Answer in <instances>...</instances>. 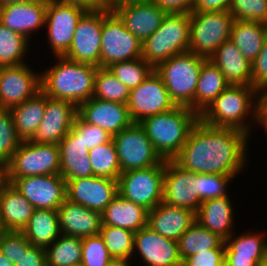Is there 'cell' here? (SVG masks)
<instances>
[{
  "mask_svg": "<svg viewBox=\"0 0 267 266\" xmlns=\"http://www.w3.org/2000/svg\"><path fill=\"white\" fill-rule=\"evenodd\" d=\"M249 136L242 130L211 126L199 119L173 161L196 174L236 177L247 166Z\"/></svg>",
  "mask_w": 267,
  "mask_h": 266,
  "instance_id": "6da1fadb",
  "label": "cell"
},
{
  "mask_svg": "<svg viewBox=\"0 0 267 266\" xmlns=\"http://www.w3.org/2000/svg\"><path fill=\"white\" fill-rule=\"evenodd\" d=\"M57 63L41 71V90L50 98L69 101L78 107L93 97L98 67L64 56H55Z\"/></svg>",
  "mask_w": 267,
  "mask_h": 266,
  "instance_id": "7a4b0ae2",
  "label": "cell"
},
{
  "mask_svg": "<svg viewBox=\"0 0 267 266\" xmlns=\"http://www.w3.org/2000/svg\"><path fill=\"white\" fill-rule=\"evenodd\" d=\"M199 115L186 106L143 119L139 124L163 160H173L186 143Z\"/></svg>",
  "mask_w": 267,
  "mask_h": 266,
  "instance_id": "3957f363",
  "label": "cell"
},
{
  "mask_svg": "<svg viewBox=\"0 0 267 266\" xmlns=\"http://www.w3.org/2000/svg\"><path fill=\"white\" fill-rule=\"evenodd\" d=\"M257 92L252 86L229 85L199 118L208 125L235 128L250 135L255 126L252 123H255Z\"/></svg>",
  "mask_w": 267,
  "mask_h": 266,
  "instance_id": "277c9868",
  "label": "cell"
},
{
  "mask_svg": "<svg viewBox=\"0 0 267 266\" xmlns=\"http://www.w3.org/2000/svg\"><path fill=\"white\" fill-rule=\"evenodd\" d=\"M188 13H167L161 26L142 42V58L153 68L172 56L189 51Z\"/></svg>",
  "mask_w": 267,
  "mask_h": 266,
  "instance_id": "5b68a950",
  "label": "cell"
},
{
  "mask_svg": "<svg viewBox=\"0 0 267 266\" xmlns=\"http://www.w3.org/2000/svg\"><path fill=\"white\" fill-rule=\"evenodd\" d=\"M205 60L187 51L172 56L154 68L176 106L189 107L194 102L199 73Z\"/></svg>",
  "mask_w": 267,
  "mask_h": 266,
  "instance_id": "8992f818",
  "label": "cell"
},
{
  "mask_svg": "<svg viewBox=\"0 0 267 266\" xmlns=\"http://www.w3.org/2000/svg\"><path fill=\"white\" fill-rule=\"evenodd\" d=\"M189 17L190 52L210 59L224 42L230 40L234 17L229 10L193 11Z\"/></svg>",
  "mask_w": 267,
  "mask_h": 266,
  "instance_id": "52a82bcc",
  "label": "cell"
},
{
  "mask_svg": "<svg viewBox=\"0 0 267 266\" xmlns=\"http://www.w3.org/2000/svg\"><path fill=\"white\" fill-rule=\"evenodd\" d=\"M60 174L58 144L22 141L6 164V178Z\"/></svg>",
  "mask_w": 267,
  "mask_h": 266,
  "instance_id": "ba28073f",
  "label": "cell"
},
{
  "mask_svg": "<svg viewBox=\"0 0 267 266\" xmlns=\"http://www.w3.org/2000/svg\"><path fill=\"white\" fill-rule=\"evenodd\" d=\"M142 57V41L134 36L115 12L102 8L101 67Z\"/></svg>",
  "mask_w": 267,
  "mask_h": 266,
  "instance_id": "9c48e42d",
  "label": "cell"
},
{
  "mask_svg": "<svg viewBox=\"0 0 267 266\" xmlns=\"http://www.w3.org/2000/svg\"><path fill=\"white\" fill-rule=\"evenodd\" d=\"M165 164L130 170L118 178V194L150 211L163 199Z\"/></svg>",
  "mask_w": 267,
  "mask_h": 266,
  "instance_id": "30bf717a",
  "label": "cell"
},
{
  "mask_svg": "<svg viewBox=\"0 0 267 266\" xmlns=\"http://www.w3.org/2000/svg\"><path fill=\"white\" fill-rule=\"evenodd\" d=\"M121 173L165 164L139 123H133L112 137Z\"/></svg>",
  "mask_w": 267,
  "mask_h": 266,
  "instance_id": "8fae6325",
  "label": "cell"
},
{
  "mask_svg": "<svg viewBox=\"0 0 267 266\" xmlns=\"http://www.w3.org/2000/svg\"><path fill=\"white\" fill-rule=\"evenodd\" d=\"M127 106L134 123L176 107L155 70L136 88L130 90Z\"/></svg>",
  "mask_w": 267,
  "mask_h": 266,
  "instance_id": "7c38bea8",
  "label": "cell"
},
{
  "mask_svg": "<svg viewBox=\"0 0 267 266\" xmlns=\"http://www.w3.org/2000/svg\"><path fill=\"white\" fill-rule=\"evenodd\" d=\"M85 12L78 6L48 0L44 27L53 56H64L68 52L79 19Z\"/></svg>",
  "mask_w": 267,
  "mask_h": 266,
  "instance_id": "4fadbf2b",
  "label": "cell"
},
{
  "mask_svg": "<svg viewBox=\"0 0 267 266\" xmlns=\"http://www.w3.org/2000/svg\"><path fill=\"white\" fill-rule=\"evenodd\" d=\"M6 179L35 209L57 210L67 198L66 181L60 174Z\"/></svg>",
  "mask_w": 267,
  "mask_h": 266,
  "instance_id": "5bb4252c",
  "label": "cell"
},
{
  "mask_svg": "<svg viewBox=\"0 0 267 266\" xmlns=\"http://www.w3.org/2000/svg\"><path fill=\"white\" fill-rule=\"evenodd\" d=\"M101 30L102 8L86 11L79 19L71 46L64 57L101 67Z\"/></svg>",
  "mask_w": 267,
  "mask_h": 266,
  "instance_id": "9a60e30c",
  "label": "cell"
},
{
  "mask_svg": "<svg viewBox=\"0 0 267 266\" xmlns=\"http://www.w3.org/2000/svg\"><path fill=\"white\" fill-rule=\"evenodd\" d=\"M34 70L27 63L0 67L2 109H10L21 104L41 91V71Z\"/></svg>",
  "mask_w": 267,
  "mask_h": 266,
  "instance_id": "2e32d148",
  "label": "cell"
},
{
  "mask_svg": "<svg viewBox=\"0 0 267 266\" xmlns=\"http://www.w3.org/2000/svg\"><path fill=\"white\" fill-rule=\"evenodd\" d=\"M162 202L196 213L202 203L198 196L197 174L182 169L173 160H165Z\"/></svg>",
  "mask_w": 267,
  "mask_h": 266,
  "instance_id": "e0dca14e",
  "label": "cell"
},
{
  "mask_svg": "<svg viewBox=\"0 0 267 266\" xmlns=\"http://www.w3.org/2000/svg\"><path fill=\"white\" fill-rule=\"evenodd\" d=\"M67 199L102 213L118 194V181L91 176L66 181Z\"/></svg>",
  "mask_w": 267,
  "mask_h": 266,
  "instance_id": "ac0fdd59",
  "label": "cell"
},
{
  "mask_svg": "<svg viewBox=\"0 0 267 266\" xmlns=\"http://www.w3.org/2000/svg\"><path fill=\"white\" fill-rule=\"evenodd\" d=\"M133 255H139L146 266H182L178 242L161 236L148 226L134 233Z\"/></svg>",
  "mask_w": 267,
  "mask_h": 266,
  "instance_id": "d6986e66",
  "label": "cell"
},
{
  "mask_svg": "<svg viewBox=\"0 0 267 266\" xmlns=\"http://www.w3.org/2000/svg\"><path fill=\"white\" fill-rule=\"evenodd\" d=\"M77 115L83 121L104 129L112 137L134 123L127 104L94 97L77 107Z\"/></svg>",
  "mask_w": 267,
  "mask_h": 266,
  "instance_id": "ffe728a7",
  "label": "cell"
},
{
  "mask_svg": "<svg viewBox=\"0 0 267 266\" xmlns=\"http://www.w3.org/2000/svg\"><path fill=\"white\" fill-rule=\"evenodd\" d=\"M76 115L77 107L74 104L46 95L44 117L30 141L58 144L71 130Z\"/></svg>",
  "mask_w": 267,
  "mask_h": 266,
  "instance_id": "44dd1931",
  "label": "cell"
},
{
  "mask_svg": "<svg viewBox=\"0 0 267 266\" xmlns=\"http://www.w3.org/2000/svg\"><path fill=\"white\" fill-rule=\"evenodd\" d=\"M251 232L238 236L234 232L224 240V266H259L267 262V237Z\"/></svg>",
  "mask_w": 267,
  "mask_h": 266,
  "instance_id": "7402d4cb",
  "label": "cell"
},
{
  "mask_svg": "<svg viewBox=\"0 0 267 266\" xmlns=\"http://www.w3.org/2000/svg\"><path fill=\"white\" fill-rule=\"evenodd\" d=\"M48 1L18 2L0 7V23L29 41L44 28Z\"/></svg>",
  "mask_w": 267,
  "mask_h": 266,
  "instance_id": "603a6c76",
  "label": "cell"
},
{
  "mask_svg": "<svg viewBox=\"0 0 267 266\" xmlns=\"http://www.w3.org/2000/svg\"><path fill=\"white\" fill-rule=\"evenodd\" d=\"M62 235L85 238L98 235L102 226L101 213L74 203L67 198L57 209Z\"/></svg>",
  "mask_w": 267,
  "mask_h": 266,
  "instance_id": "cb8c5ba5",
  "label": "cell"
},
{
  "mask_svg": "<svg viewBox=\"0 0 267 266\" xmlns=\"http://www.w3.org/2000/svg\"><path fill=\"white\" fill-rule=\"evenodd\" d=\"M114 12L125 27L142 42L161 26L167 14L152 0L125 5Z\"/></svg>",
  "mask_w": 267,
  "mask_h": 266,
  "instance_id": "d4e9b609",
  "label": "cell"
},
{
  "mask_svg": "<svg viewBox=\"0 0 267 266\" xmlns=\"http://www.w3.org/2000/svg\"><path fill=\"white\" fill-rule=\"evenodd\" d=\"M195 221V212L161 202L148 211L147 226L165 238L178 241Z\"/></svg>",
  "mask_w": 267,
  "mask_h": 266,
  "instance_id": "484cf974",
  "label": "cell"
},
{
  "mask_svg": "<svg viewBox=\"0 0 267 266\" xmlns=\"http://www.w3.org/2000/svg\"><path fill=\"white\" fill-rule=\"evenodd\" d=\"M60 155V175L65 181L93 176L89 150L77 138L73 128L58 143Z\"/></svg>",
  "mask_w": 267,
  "mask_h": 266,
  "instance_id": "4316f807",
  "label": "cell"
},
{
  "mask_svg": "<svg viewBox=\"0 0 267 266\" xmlns=\"http://www.w3.org/2000/svg\"><path fill=\"white\" fill-rule=\"evenodd\" d=\"M230 195L205 200L195 213L196 221L218 234L222 239L230 237L234 228V209Z\"/></svg>",
  "mask_w": 267,
  "mask_h": 266,
  "instance_id": "83f0119b",
  "label": "cell"
},
{
  "mask_svg": "<svg viewBox=\"0 0 267 266\" xmlns=\"http://www.w3.org/2000/svg\"><path fill=\"white\" fill-rule=\"evenodd\" d=\"M230 85L251 86L252 64L230 40L224 42L209 59Z\"/></svg>",
  "mask_w": 267,
  "mask_h": 266,
  "instance_id": "f1b7e54d",
  "label": "cell"
},
{
  "mask_svg": "<svg viewBox=\"0 0 267 266\" xmlns=\"http://www.w3.org/2000/svg\"><path fill=\"white\" fill-rule=\"evenodd\" d=\"M35 208L11 183L0 190V221L5 231H22Z\"/></svg>",
  "mask_w": 267,
  "mask_h": 266,
  "instance_id": "f546056e",
  "label": "cell"
},
{
  "mask_svg": "<svg viewBox=\"0 0 267 266\" xmlns=\"http://www.w3.org/2000/svg\"><path fill=\"white\" fill-rule=\"evenodd\" d=\"M102 226H115L137 232L147 226L148 210L117 194L101 213Z\"/></svg>",
  "mask_w": 267,
  "mask_h": 266,
  "instance_id": "4dcf8cb0",
  "label": "cell"
},
{
  "mask_svg": "<svg viewBox=\"0 0 267 266\" xmlns=\"http://www.w3.org/2000/svg\"><path fill=\"white\" fill-rule=\"evenodd\" d=\"M229 85L219 68L206 59L199 73L195 100L189 108L200 115Z\"/></svg>",
  "mask_w": 267,
  "mask_h": 266,
  "instance_id": "1f68e13d",
  "label": "cell"
},
{
  "mask_svg": "<svg viewBox=\"0 0 267 266\" xmlns=\"http://www.w3.org/2000/svg\"><path fill=\"white\" fill-rule=\"evenodd\" d=\"M46 108V94L41 90L21 104L11 107L15 131L22 141L31 140L40 125Z\"/></svg>",
  "mask_w": 267,
  "mask_h": 266,
  "instance_id": "d6a6232c",
  "label": "cell"
},
{
  "mask_svg": "<svg viewBox=\"0 0 267 266\" xmlns=\"http://www.w3.org/2000/svg\"><path fill=\"white\" fill-rule=\"evenodd\" d=\"M267 35V24L245 20H234L231 27L230 41L252 64L260 53Z\"/></svg>",
  "mask_w": 267,
  "mask_h": 266,
  "instance_id": "836d02e7",
  "label": "cell"
},
{
  "mask_svg": "<svg viewBox=\"0 0 267 266\" xmlns=\"http://www.w3.org/2000/svg\"><path fill=\"white\" fill-rule=\"evenodd\" d=\"M21 232L33 246H50L61 235L57 210L35 209Z\"/></svg>",
  "mask_w": 267,
  "mask_h": 266,
  "instance_id": "e575fe53",
  "label": "cell"
},
{
  "mask_svg": "<svg viewBox=\"0 0 267 266\" xmlns=\"http://www.w3.org/2000/svg\"><path fill=\"white\" fill-rule=\"evenodd\" d=\"M178 252L182 262L191 255L215 248H225L224 239L195 221L178 239Z\"/></svg>",
  "mask_w": 267,
  "mask_h": 266,
  "instance_id": "d590c367",
  "label": "cell"
},
{
  "mask_svg": "<svg viewBox=\"0 0 267 266\" xmlns=\"http://www.w3.org/2000/svg\"><path fill=\"white\" fill-rule=\"evenodd\" d=\"M47 266H76L82 260V238L60 235L45 248Z\"/></svg>",
  "mask_w": 267,
  "mask_h": 266,
  "instance_id": "8d00e7d4",
  "label": "cell"
},
{
  "mask_svg": "<svg viewBox=\"0 0 267 266\" xmlns=\"http://www.w3.org/2000/svg\"><path fill=\"white\" fill-rule=\"evenodd\" d=\"M29 44L27 38L0 23V67L27 63Z\"/></svg>",
  "mask_w": 267,
  "mask_h": 266,
  "instance_id": "74e56055",
  "label": "cell"
},
{
  "mask_svg": "<svg viewBox=\"0 0 267 266\" xmlns=\"http://www.w3.org/2000/svg\"><path fill=\"white\" fill-rule=\"evenodd\" d=\"M93 175L118 180L121 174L120 163L114 141L111 139L89 150Z\"/></svg>",
  "mask_w": 267,
  "mask_h": 266,
  "instance_id": "f35d334b",
  "label": "cell"
},
{
  "mask_svg": "<svg viewBox=\"0 0 267 266\" xmlns=\"http://www.w3.org/2000/svg\"><path fill=\"white\" fill-rule=\"evenodd\" d=\"M130 89L118 80L108 68L98 67L94 79L93 97L127 104Z\"/></svg>",
  "mask_w": 267,
  "mask_h": 266,
  "instance_id": "ab89813d",
  "label": "cell"
},
{
  "mask_svg": "<svg viewBox=\"0 0 267 266\" xmlns=\"http://www.w3.org/2000/svg\"><path fill=\"white\" fill-rule=\"evenodd\" d=\"M99 234L112 258L132 261L134 232L115 226H101Z\"/></svg>",
  "mask_w": 267,
  "mask_h": 266,
  "instance_id": "60d3db41",
  "label": "cell"
},
{
  "mask_svg": "<svg viewBox=\"0 0 267 266\" xmlns=\"http://www.w3.org/2000/svg\"><path fill=\"white\" fill-rule=\"evenodd\" d=\"M108 70L130 90L136 88L154 71L142 57L109 65Z\"/></svg>",
  "mask_w": 267,
  "mask_h": 266,
  "instance_id": "b9f144b4",
  "label": "cell"
},
{
  "mask_svg": "<svg viewBox=\"0 0 267 266\" xmlns=\"http://www.w3.org/2000/svg\"><path fill=\"white\" fill-rule=\"evenodd\" d=\"M21 142L22 140L15 131L11 111L2 109L0 111V161L7 164Z\"/></svg>",
  "mask_w": 267,
  "mask_h": 266,
  "instance_id": "7bdbcfd3",
  "label": "cell"
},
{
  "mask_svg": "<svg viewBox=\"0 0 267 266\" xmlns=\"http://www.w3.org/2000/svg\"><path fill=\"white\" fill-rule=\"evenodd\" d=\"M234 176L224 174H197L198 196L203 202L208 199L228 196L229 185Z\"/></svg>",
  "mask_w": 267,
  "mask_h": 266,
  "instance_id": "ee69618b",
  "label": "cell"
},
{
  "mask_svg": "<svg viewBox=\"0 0 267 266\" xmlns=\"http://www.w3.org/2000/svg\"><path fill=\"white\" fill-rule=\"evenodd\" d=\"M229 11L234 20L267 24V0H232Z\"/></svg>",
  "mask_w": 267,
  "mask_h": 266,
  "instance_id": "f6af8a7d",
  "label": "cell"
},
{
  "mask_svg": "<svg viewBox=\"0 0 267 266\" xmlns=\"http://www.w3.org/2000/svg\"><path fill=\"white\" fill-rule=\"evenodd\" d=\"M111 259L100 234L82 238L81 266H106Z\"/></svg>",
  "mask_w": 267,
  "mask_h": 266,
  "instance_id": "bcb514c9",
  "label": "cell"
},
{
  "mask_svg": "<svg viewBox=\"0 0 267 266\" xmlns=\"http://www.w3.org/2000/svg\"><path fill=\"white\" fill-rule=\"evenodd\" d=\"M72 128L77 133L85 147L90 150L112 139V136L104 129L83 121L76 115Z\"/></svg>",
  "mask_w": 267,
  "mask_h": 266,
  "instance_id": "7dc6e473",
  "label": "cell"
},
{
  "mask_svg": "<svg viewBox=\"0 0 267 266\" xmlns=\"http://www.w3.org/2000/svg\"><path fill=\"white\" fill-rule=\"evenodd\" d=\"M31 246L32 244L21 231H4L0 235V252L14 264Z\"/></svg>",
  "mask_w": 267,
  "mask_h": 266,
  "instance_id": "c3c4849f",
  "label": "cell"
},
{
  "mask_svg": "<svg viewBox=\"0 0 267 266\" xmlns=\"http://www.w3.org/2000/svg\"><path fill=\"white\" fill-rule=\"evenodd\" d=\"M225 248L209 249L187 257L182 266H224Z\"/></svg>",
  "mask_w": 267,
  "mask_h": 266,
  "instance_id": "681fc988",
  "label": "cell"
},
{
  "mask_svg": "<svg viewBox=\"0 0 267 266\" xmlns=\"http://www.w3.org/2000/svg\"><path fill=\"white\" fill-rule=\"evenodd\" d=\"M251 86L257 90L267 87V35L260 53L252 62Z\"/></svg>",
  "mask_w": 267,
  "mask_h": 266,
  "instance_id": "f907efd6",
  "label": "cell"
},
{
  "mask_svg": "<svg viewBox=\"0 0 267 266\" xmlns=\"http://www.w3.org/2000/svg\"><path fill=\"white\" fill-rule=\"evenodd\" d=\"M14 266H47L45 248L32 245Z\"/></svg>",
  "mask_w": 267,
  "mask_h": 266,
  "instance_id": "816d5d0a",
  "label": "cell"
},
{
  "mask_svg": "<svg viewBox=\"0 0 267 266\" xmlns=\"http://www.w3.org/2000/svg\"><path fill=\"white\" fill-rule=\"evenodd\" d=\"M166 13H188L194 11V0H152Z\"/></svg>",
  "mask_w": 267,
  "mask_h": 266,
  "instance_id": "f5cc1de1",
  "label": "cell"
},
{
  "mask_svg": "<svg viewBox=\"0 0 267 266\" xmlns=\"http://www.w3.org/2000/svg\"><path fill=\"white\" fill-rule=\"evenodd\" d=\"M254 124L263 127L267 134V87L257 92Z\"/></svg>",
  "mask_w": 267,
  "mask_h": 266,
  "instance_id": "db71d44e",
  "label": "cell"
},
{
  "mask_svg": "<svg viewBox=\"0 0 267 266\" xmlns=\"http://www.w3.org/2000/svg\"><path fill=\"white\" fill-rule=\"evenodd\" d=\"M232 0H194V11L229 10Z\"/></svg>",
  "mask_w": 267,
  "mask_h": 266,
  "instance_id": "11a10c76",
  "label": "cell"
},
{
  "mask_svg": "<svg viewBox=\"0 0 267 266\" xmlns=\"http://www.w3.org/2000/svg\"><path fill=\"white\" fill-rule=\"evenodd\" d=\"M65 4L81 7L86 11L101 9V0H54Z\"/></svg>",
  "mask_w": 267,
  "mask_h": 266,
  "instance_id": "9f6ffc18",
  "label": "cell"
},
{
  "mask_svg": "<svg viewBox=\"0 0 267 266\" xmlns=\"http://www.w3.org/2000/svg\"><path fill=\"white\" fill-rule=\"evenodd\" d=\"M145 0H101L102 8L109 12H114L118 8L129 5V4H135L138 2H142Z\"/></svg>",
  "mask_w": 267,
  "mask_h": 266,
  "instance_id": "6f0895ef",
  "label": "cell"
},
{
  "mask_svg": "<svg viewBox=\"0 0 267 266\" xmlns=\"http://www.w3.org/2000/svg\"><path fill=\"white\" fill-rule=\"evenodd\" d=\"M131 263L129 260L112 258L106 266H131Z\"/></svg>",
  "mask_w": 267,
  "mask_h": 266,
  "instance_id": "680465c9",
  "label": "cell"
},
{
  "mask_svg": "<svg viewBox=\"0 0 267 266\" xmlns=\"http://www.w3.org/2000/svg\"><path fill=\"white\" fill-rule=\"evenodd\" d=\"M7 183L6 179V164L0 161V190Z\"/></svg>",
  "mask_w": 267,
  "mask_h": 266,
  "instance_id": "91938a15",
  "label": "cell"
},
{
  "mask_svg": "<svg viewBox=\"0 0 267 266\" xmlns=\"http://www.w3.org/2000/svg\"><path fill=\"white\" fill-rule=\"evenodd\" d=\"M33 1H48V0H0V7L18 2H33Z\"/></svg>",
  "mask_w": 267,
  "mask_h": 266,
  "instance_id": "94428289",
  "label": "cell"
},
{
  "mask_svg": "<svg viewBox=\"0 0 267 266\" xmlns=\"http://www.w3.org/2000/svg\"><path fill=\"white\" fill-rule=\"evenodd\" d=\"M0 266H14V263L0 252Z\"/></svg>",
  "mask_w": 267,
  "mask_h": 266,
  "instance_id": "6125c7cd",
  "label": "cell"
},
{
  "mask_svg": "<svg viewBox=\"0 0 267 266\" xmlns=\"http://www.w3.org/2000/svg\"><path fill=\"white\" fill-rule=\"evenodd\" d=\"M5 230L2 227L1 221H0V235L4 232Z\"/></svg>",
  "mask_w": 267,
  "mask_h": 266,
  "instance_id": "be15d7a7",
  "label": "cell"
},
{
  "mask_svg": "<svg viewBox=\"0 0 267 266\" xmlns=\"http://www.w3.org/2000/svg\"><path fill=\"white\" fill-rule=\"evenodd\" d=\"M259 266H267V262L260 264Z\"/></svg>",
  "mask_w": 267,
  "mask_h": 266,
  "instance_id": "e7e4bbea",
  "label": "cell"
}]
</instances>
